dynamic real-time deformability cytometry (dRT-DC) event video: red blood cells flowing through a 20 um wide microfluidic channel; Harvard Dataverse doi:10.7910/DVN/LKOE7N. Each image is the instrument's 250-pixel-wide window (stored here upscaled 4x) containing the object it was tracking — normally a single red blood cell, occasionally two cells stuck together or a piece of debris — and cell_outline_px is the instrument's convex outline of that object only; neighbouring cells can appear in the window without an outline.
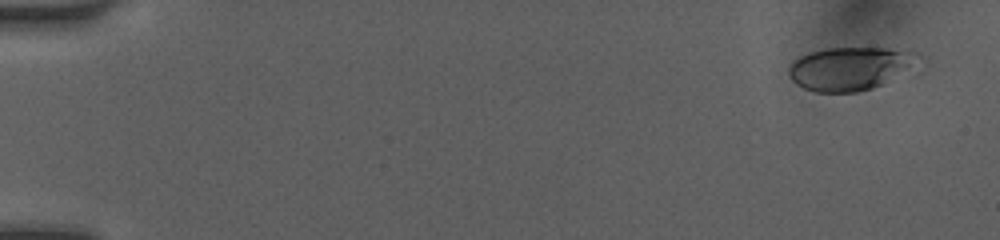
{"species": "human", "species_latin": "Homo sapiens", "temperature_condition": "room temperature", "stored_images_in_passage": 48, "camera_frame_rate_fps": 3000, "um_per_image_px": 0.085, "donor": {"sex": "female"}, "frame": {"image": 1, "passage_image": 1, "time_ms": 0.0, "image_size_px": [1000, 240], "cell_outline_px": [[928, 56], [880, 84], [872, 88], [856, 92], [816, 92], [804, 88], [796, 84], [788, 76], [788, 68], [792, 60], [800, 56], [812, 52], [828, 48], [908, 48]], "centroid_in_image_um": [72.27, 5.79], "position_along_channel_um": 12.7, "area_um2": 32.71}}
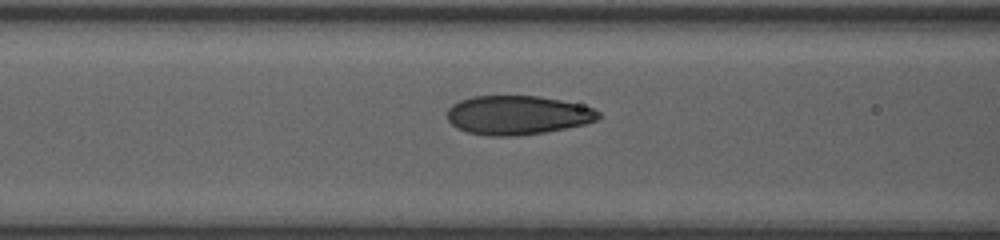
{"frame": {"image": 2, "passage_image": 20, "time_ms": 6.333, "image_size_px": [1000, 240], "cell_outline_px": [[600, 116], [596, 120], [584, 124], [544, 132], [516, 136], [488, 136], [468, 132], [456, 128], [448, 120], [448, 108], [452, 104], [460, 100], [472, 96], [536, 96], [560, 100], [592, 108], [600, 112]], "centroid_in_image_um": [43.94, 9.79], "position_along_channel_um": 122.7, "area_um2": 34.16}}
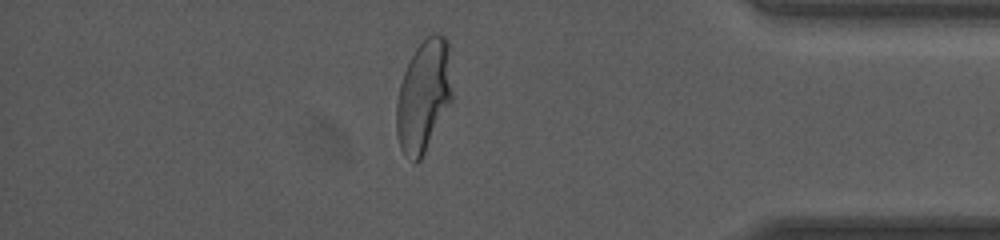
{"frame": {"image": 3, "passage_image": 42, "time_ms": 13.667, "image_size_px": [1000, 240], "cell_outline_px": [[452, 104], [420, 160], [416, 164], [400, 148], [396, 136], [396, 104], [400, 84], [404, 72], [416, 48], [432, 32], [440, 32], [448, 40], [452, 92]], "centroid_in_image_um": [36.03, 8.16], "position_along_channel_um": 399.2, "area_um2": 36.7}, "authors_computed_cell_mechanics": {"area_um2": 34.3043, "velocity_mm_per_s": 4.1269, "shape_relaxation_time_tau1_ms": 4.7478, "shape_relaxation_time_tau2_ms": null, "deformation_change_tau1": 0.1827, "deformation_change_tau2": null}}